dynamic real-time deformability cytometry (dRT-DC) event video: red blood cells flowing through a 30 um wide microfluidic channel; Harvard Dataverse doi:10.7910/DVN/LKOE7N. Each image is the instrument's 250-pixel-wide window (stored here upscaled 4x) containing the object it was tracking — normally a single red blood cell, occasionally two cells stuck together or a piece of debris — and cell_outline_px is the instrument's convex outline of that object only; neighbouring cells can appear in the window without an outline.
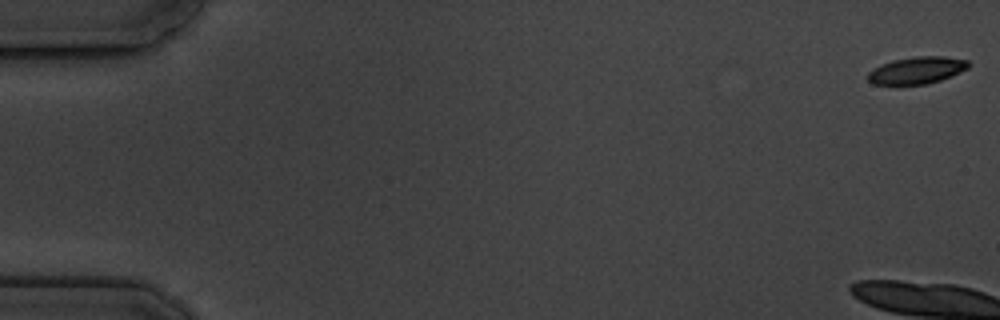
{"species": "common noctule bat (a hibernating species)", "species_latin": "Nyctalus noctula", "temperature_condition": "cold", "stored_images_in_passage": 7, "camera_frame_rate_fps": 3000, "um_per_image_px": 0.085, "animal": {"sex": "male", "body_mass_g": 19.5, "forearm_length_mm": 54.6}, "frame": {"image": 1, "passage_image": 1, "time_ms": 0.0, "image_size_px": [1000, 320], "cell_outline_px": [[968, 68], [960, 72], [940, 80], [924, 84], [872, 84], [868, 80], [868, 72], [872, 68], [880, 64], [892, 60], [916, 56], [944, 56], [968, 60]], "centroid_in_image_um": [77.9, 5.96], "position_along_channel_um": 7.1, "area_um2": 15.78}}